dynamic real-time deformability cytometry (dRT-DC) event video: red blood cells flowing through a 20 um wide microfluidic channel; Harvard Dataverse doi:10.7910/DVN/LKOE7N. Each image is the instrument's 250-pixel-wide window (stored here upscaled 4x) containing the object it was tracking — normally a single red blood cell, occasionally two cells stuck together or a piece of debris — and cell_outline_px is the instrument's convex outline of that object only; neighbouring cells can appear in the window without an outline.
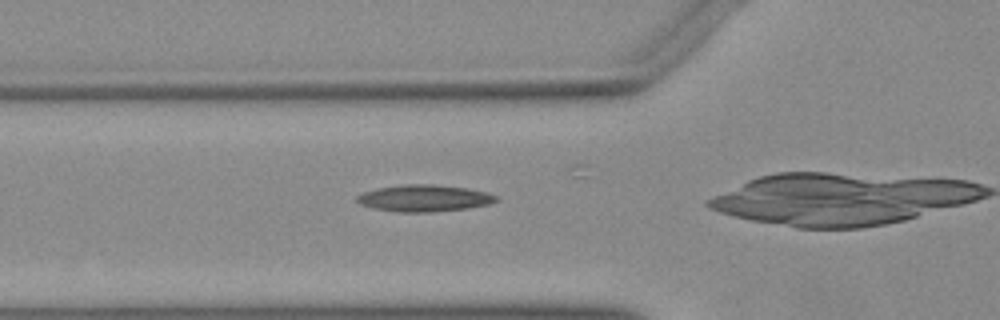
{"species": "Egyptian fruit bat (a non-hibernating species)", "species_latin": "Rousettus aegyptiacus", "temperature_condition": "warm", "stored_images_in_passage": 24, "camera_frame_rate_fps": 3000, "um_per_image_px": 0.085, "animal": {"sex": "female"}, "frame": {"image": 1, "passage_image": 13, "time_ms": 4.0, "image_size_px": [1000, 320], "cell_outline_px": [[496, 200], [488, 204], [468, 208], [432, 212], [396, 212], [372, 208], [360, 204], [356, 200], [356, 196], [364, 192], [376, 188], [404, 184], [432, 184], [468, 188], [484, 192], [496, 196]], "centroid_in_image_um": [35.99, 16.85], "position_along_channel_um": 89.8, "area_um2": 21.62}}
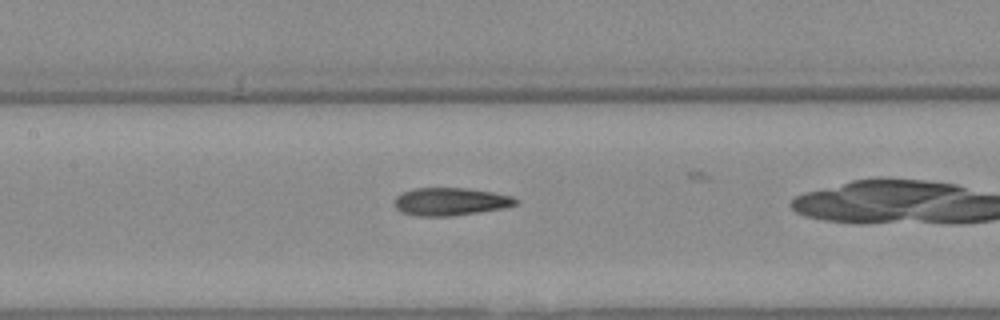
{"frame": {"image": 2, "passage_image": 19, "time_ms": 6.0, "image_size_px": [1000, 320], "cell_outline_px": [[516, 204], [504, 208], [448, 216], [416, 216], [404, 212], [396, 208], [396, 196], [404, 192], [416, 188], [464, 188], [492, 192], [512, 196], [516, 200]], "centroid_in_image_um": [38.28, 17.13], "position_along_channel_um": 169.1, "area_um2": 19.19}}
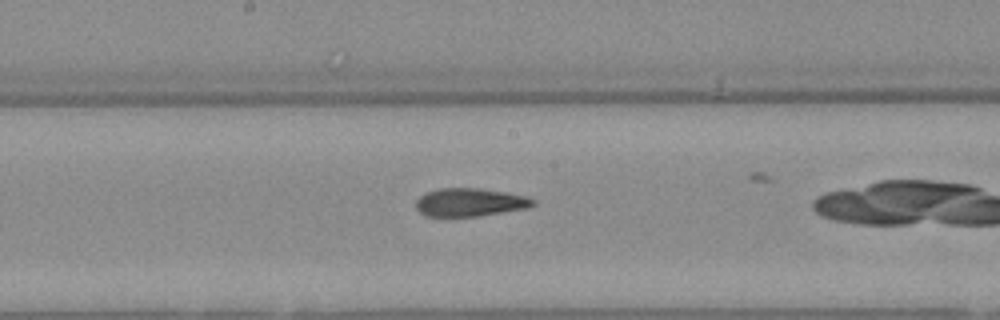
{"frame": {"image": 3, "passage_image": 22, "time_ms": 7.0, "image_size_px": [1000, 320], "cell_outline_px": [[536, 204], [528, 208], [476, 216], [424, 216], [416, 208], [416, 200], [420, 196], [428, 192], [440, 188], [480, 188], [528, 196], [536, 200]], "centroid_in_image_um": [39.97, 17.19], "position_along_channel_um": 208.2, "area_um2": 19.19}}